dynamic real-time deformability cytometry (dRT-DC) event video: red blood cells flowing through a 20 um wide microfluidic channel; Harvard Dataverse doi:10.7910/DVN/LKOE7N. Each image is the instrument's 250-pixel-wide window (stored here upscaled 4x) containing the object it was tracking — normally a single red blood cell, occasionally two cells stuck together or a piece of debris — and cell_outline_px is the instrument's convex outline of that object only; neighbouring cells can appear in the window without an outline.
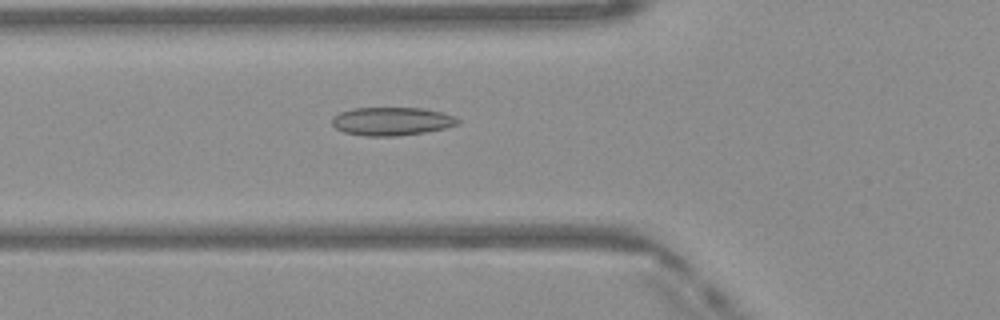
{"species": "Egyptian fruit bat (a non-hibernating species)", "species_latin": "Rousettus aegyptiacus", "temperature_condition": "warm", "stored_images_in_passage": 36, "camera_frame_rate_fps": 3000, "um_per_image_px": 0.085, "frame": {"image": 1, "passage_image": 5, "time_ms": 1.333, "image_size_px": [1000, 320], "cell_outline_px": [[460, 120], [456, 124], [444, 128], [424, 132], [396, 136], [364, 136], [344, 132], [336, 128], [332, 124], [332, 116], [340, 112], [352, 108], [420, 108], [440, 112], [456, 116]], "centroid_in_image_um": [33.25, 10.31], "position_along_channel_um": 92.5, "area_um2": 20.63}}
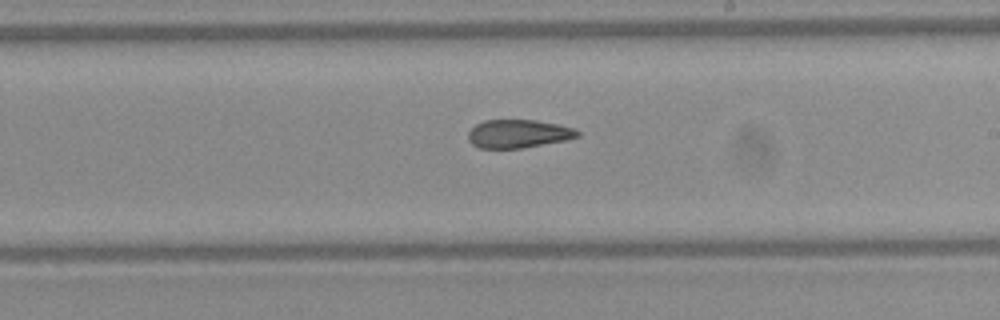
{"frame": {"image": 2, "passage_image": 16, "time_ms": 5.0, "image_size_px": [1000, 320], "cell_outline_px": [[580, 136], [564, 140], [520, 148], [480, 148], [472, 144], [468, 140], [468, 132], [476, 124], [484, 120], [536, 120], [576, 128], [580, 132]], "centroid_in_image_um": [44.05, 11.36], "position_along_channel_um": 245.0, "area_um2": 17.92}}
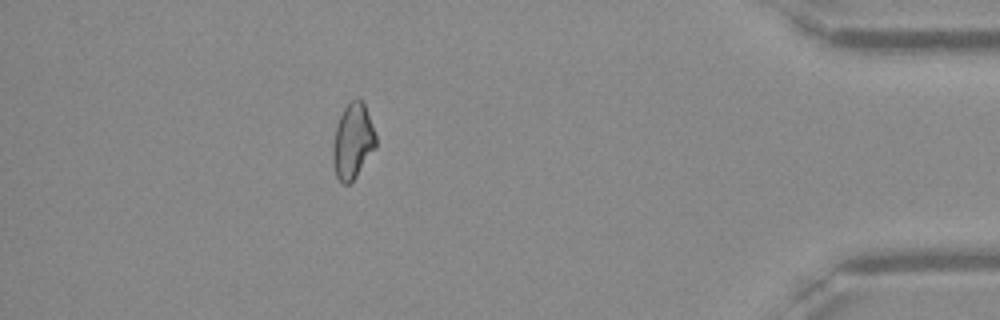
{"frame": {"image": 3, "passage_image": 31, "time_ms": 10.0, "image_size_px": [1000, 320], "cell_outline_px": [[376, 148], [356, 176], [348, 184], [344, 184], [336, 176], [332, 160], [332, 144], [336, 128], [340, 116], [344, 108], [352, 100], [364, 100], [376, 136]], "centroid_in_image_um": [29.99, 12.0], "position_along_channel_um": 405.2, "area_um2": 18.79}, "authors_computed_cell_mechanics": {"area_um2": 19.0451, "velocity_mm_per_s": 4.1435, "shape_relaxation_time_tau1_ms": null, "shape_relaxation_time_tau2_ms": 2.7331, "deformation_change_tau1": null, "deformation_change_tau2": 0.0868}}